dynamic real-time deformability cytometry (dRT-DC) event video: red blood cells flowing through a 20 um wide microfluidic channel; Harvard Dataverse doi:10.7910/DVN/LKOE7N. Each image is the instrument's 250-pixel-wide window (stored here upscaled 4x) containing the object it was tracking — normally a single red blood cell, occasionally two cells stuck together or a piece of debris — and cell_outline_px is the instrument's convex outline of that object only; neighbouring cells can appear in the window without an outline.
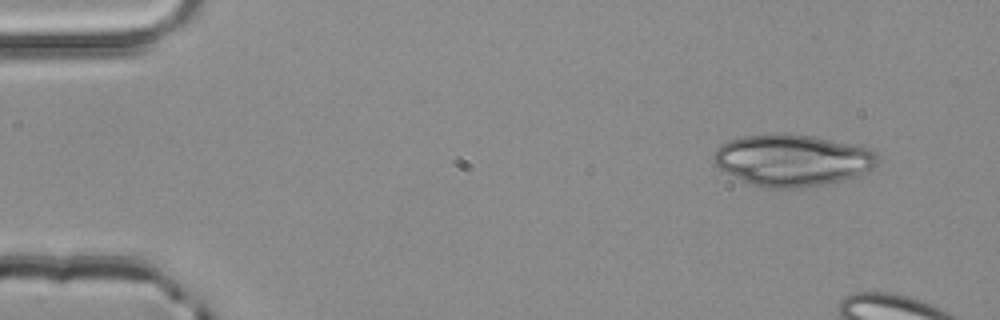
{"species": "common noctule bat (a hibernating species)", "species_latin": "Nyctalus noctula", "temperature_condition": "room temperature", "stored_images_in_passage": 4, "camera_frame_rate_fps": 3000, "um_per_image_px": 0.085, "animal": {"sex": "male", "body_mass_g": 20.4}, "frame": {"image": 1, "passage_image": 1, "time_ms": 0.0, "image_size_px": [1000, 320], "cell_outline_px": [[880, 160], [872, 168], [856, 176], [824, 184], [804, 188], [764, 188], [748, 184], [720, 168], [712, 160], [712, 156], [716, 148], [720, 144], [728, 140], [740, 136], [776, 132], [784, 132], [812, 136], [872, 148], [876, 152]], "centroid_in_image_um": [67.32, 13.6], "position_along_channel_um": 17.7, "area_um2": 50.0}}